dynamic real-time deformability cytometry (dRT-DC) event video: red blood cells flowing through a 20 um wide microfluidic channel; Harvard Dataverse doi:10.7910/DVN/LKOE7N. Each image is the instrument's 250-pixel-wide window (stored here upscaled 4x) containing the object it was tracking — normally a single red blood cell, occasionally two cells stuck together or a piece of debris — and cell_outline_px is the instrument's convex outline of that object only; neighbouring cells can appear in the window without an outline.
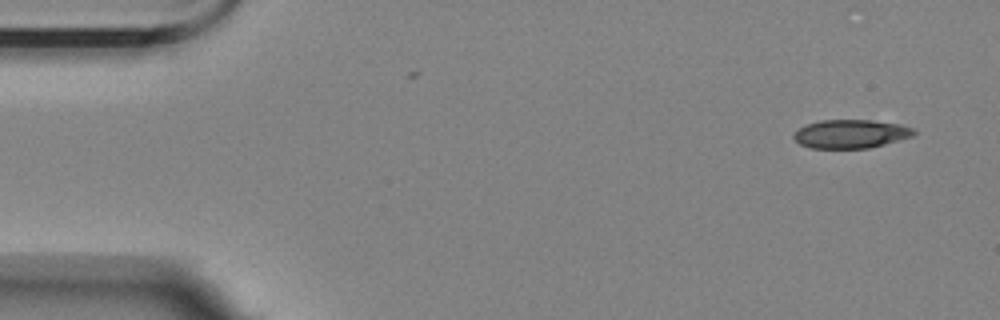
{"species": "Egyptian fruit bat (a non-hibernating species)", "species_latin": "Rousettus aegyptiacus", "temperature_condition": "room temperature", "stored_images_in_passage": 2, "camera_frame_rate_fps": 3000, "um_per_image_px": 0.085, "animal": {"sex": "female"}, "frame": {"image": 1, "passage_image": 2, "time_ms": 1.333, "image_size_px": [1000, 320], "cell_outline_px": [[916, 132], [912, 136], [884, 144], [868, 148], [812, 148], [800, 144], [792, 136], [800, 128], [808, 124], [820, 120], [872, 120], [900, 124], [912, 128]], "centroid_in_image_um": [72.32, 11.38], "position_along_channel_um": 12.7, "area_um2": 19.77}}